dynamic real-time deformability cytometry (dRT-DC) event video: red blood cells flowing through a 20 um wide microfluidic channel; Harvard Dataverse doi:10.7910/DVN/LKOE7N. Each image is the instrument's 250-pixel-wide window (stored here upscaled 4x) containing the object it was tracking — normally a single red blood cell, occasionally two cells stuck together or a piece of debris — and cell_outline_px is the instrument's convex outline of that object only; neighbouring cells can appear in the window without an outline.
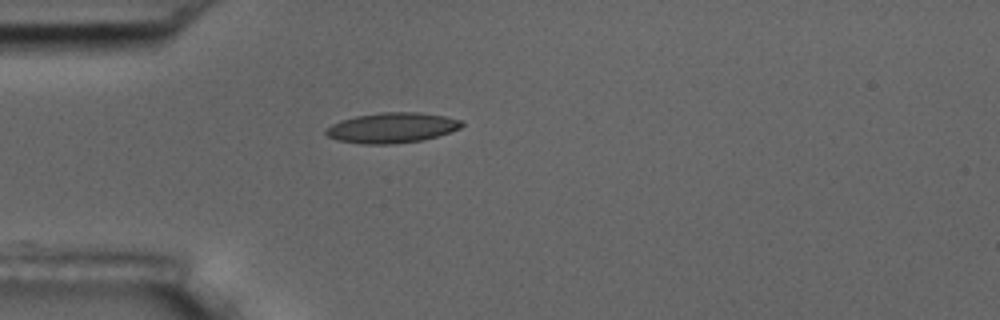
{"species": "common noctule bat (a hibernating species)", "species_latin": "Nyctalus noctula", "temperature_condition": "room temperature", "stored_images_in_passage": 14, "camera_frame_rate_fps": 3000, "um_per_image_px": 0.085, "animal": {"sex": "male", "body_mass_g": 17.5, "forearm_length_mm": 52.3}, "frame": {"image": 1, "passage_image": 1, "time_ms": 0.0, "image_size_px": [1000, 320], "cell_outline_px": [[464, 124], [460, 128], [436, 136], [420, 140], [392, 144], [360, 144], [336, 140], [328, 136], [324, 132], [332, 124], [340, 120], [356, 116], [384, 112], [416, 112], [444, 116], [460, 120]], "centroid_in_image_um": [33.27, 10.86], "position_along_channel_um": 51.7, "area_um2": 23.7}}
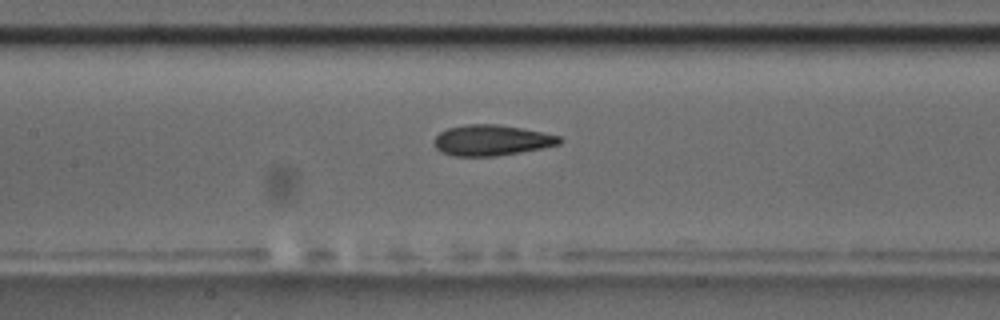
{"frame": {"image": 2, "passage_image": 11, "time_ms": 3.333, "image_size_px": [1000, 320], "cell_outline_px": [[564, 140], [560, 144], [544, 148], [496, 156], [452, 156], [440, 152], [432, 144], [432, 140], [440, 132], [448, 128], [464, 124], [496, 124], [544, 132], [560, 136]], "centroid_in_image_um": [41.77, 11.93], "position_along_channel_um": 165.6, "area_um2": 22.72}}